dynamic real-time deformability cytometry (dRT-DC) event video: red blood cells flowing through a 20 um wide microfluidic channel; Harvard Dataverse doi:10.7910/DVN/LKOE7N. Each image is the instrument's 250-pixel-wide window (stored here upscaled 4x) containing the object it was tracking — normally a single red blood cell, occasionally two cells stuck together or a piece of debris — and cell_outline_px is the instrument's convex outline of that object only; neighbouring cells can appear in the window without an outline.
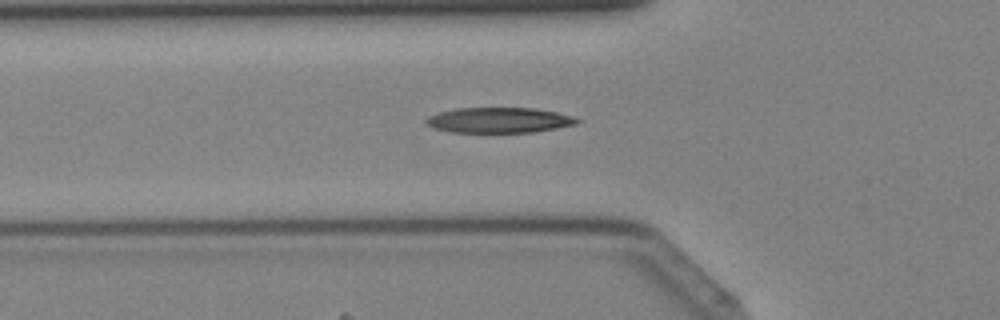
{"species": "Egyptian fruit bat (a non-hibernating species)", "species_latin": "Rousettus aegyptiacus", "temperature_condition": "cold", "stored_images_in_passage": 42, "camera_frame_rate_fps": 3000, "um_per_image_px": 0.085, "animal": {"sex": "female"}, "frame": {"image": 1, "passage_image": 14, "time_ms": 4.333, "image_size_px": [1000, 320], "cell_outline_px": [[580, 120], [576, 124], [556, 128], [532, 132], [452, 132], [436, 128], [428, 124], [424, 120], [428, 116], [436, 112], [456, 108], [536, 108], [556, 112], [572, 116]], "centroid_in_image_um": [42.4, 10.2], "position_along_channel_um": 83.4, "area_um2": 22.2}}
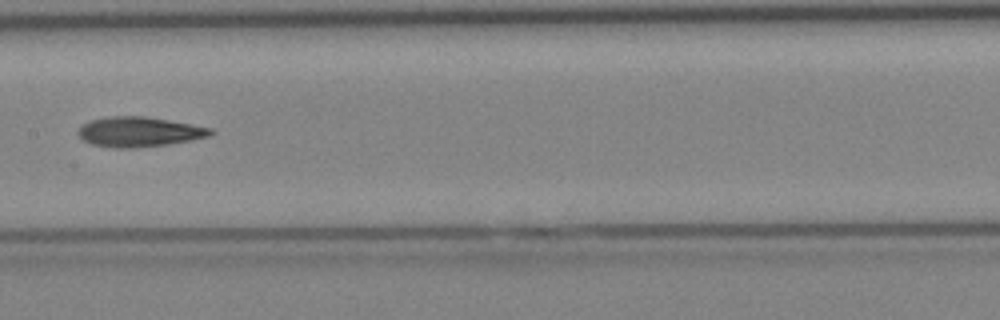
{"frame": {"image": 2, "passage_image": 21, "time_ms": 6.667, "image_size_px": [1000, 320], "cell_outline_px": [[216, 132], [208, 136], [188, 140], [164, 144], [128, 148], [116, 148], [92, 144], [84, 140], [76, 132], [88, 120], [108, 116], [144, 116], [192, 124], [212, 128]], "centroid_in_image_um": [11.8, 11.19], "position_along_channel_um": 195.6, "area_um2": 22.77}}
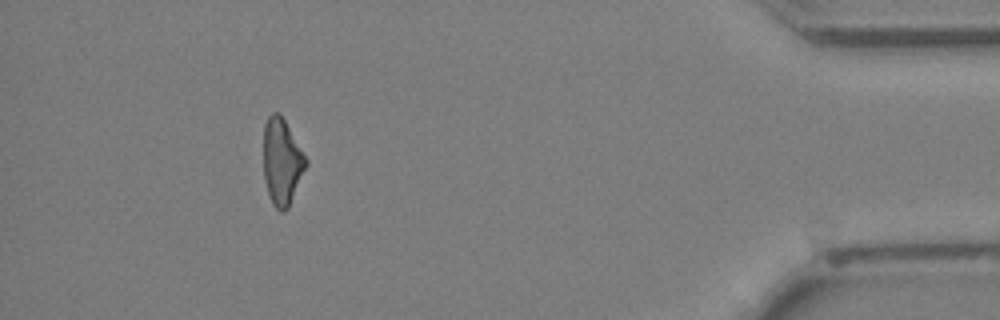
{"frame": {"image": 3, "passage_image": 38, "time_ms": 12.333, "image_size_px": [1000, 320], "cell_outline_px": [[308, 164], [288, 208], [284, 212], [280, 212], [272, 204], [264, 180], [264, 124], [268, 116], [272, 112], [276, 112], [284, 120], [308, 160]], "centroid_in_image_um": [23.96, 13.78], "position_along_channel_um": 411.2, "area_um2": 21.21}}